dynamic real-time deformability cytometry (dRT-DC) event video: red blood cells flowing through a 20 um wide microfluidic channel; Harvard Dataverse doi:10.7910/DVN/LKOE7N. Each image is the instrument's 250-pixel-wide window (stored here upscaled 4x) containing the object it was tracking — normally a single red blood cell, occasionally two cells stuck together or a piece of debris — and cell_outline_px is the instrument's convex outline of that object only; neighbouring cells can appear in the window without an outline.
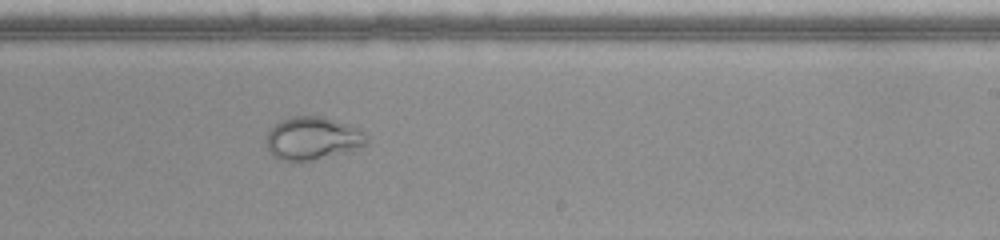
{"species": "common noctule bat (a hibernating species)", "species_latin": "Nyctalus noctula", "temperature_condition": "warm", "stored_images_in_passage": 36, "camera_frame_rate_fps": 3000, "um_per_image_px": 0.085, "animal": {"sex": "female", "body_mass_g": 22.0, "forearm_length_mm": 56.7}, "frame": {"image": 1, "passage_image": 15, "time_ms": 4.667, "image_size_px": [1000, 240], "cell_outline_px": [[368, 144], [352, 152], [300, 164], [296, 164], [280, 160], [268, 148], [268, 132], [280, 120], [292, 116], [324, 116], [352, 124], [368, 136]], "centroid_in_image_um": [26.66, 11.8], "position_along_channel_um": 262.3, "area_um2": 26.01}}
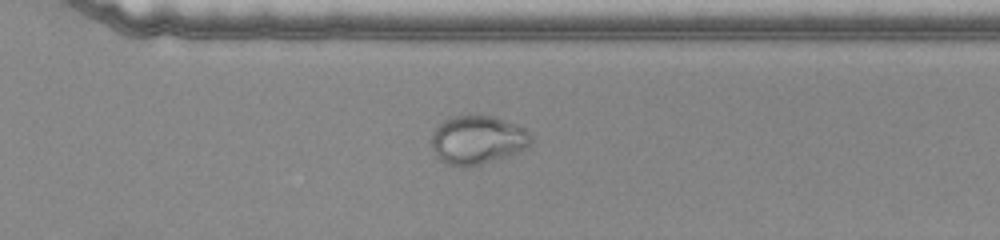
{"frame": {"image": 2, "passage_image": 20, "time_ms": 6.333, "image_size_px": [1000, 240], "cell_outline_px": [[532, 144], [528, 148], [512, 156], [472, 168], [464, 168], [444, 164], [440, 160], [432, 148], [432, 132], [444, 120], [452, 116], [492, 116], [516, 124], [524, 128], [532, 136]], "centroid_in_image_um": [40.63, 11.95], "position_along_channel_um": 330.0, "area_um2": 28.9}}
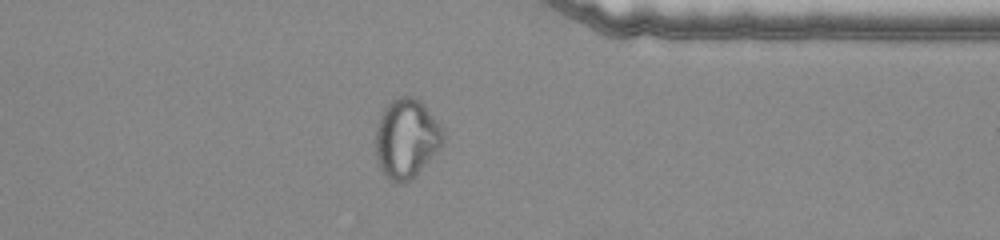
{"frame": {"image": 3, "passage_image": 24, "time_ms": 7.667, "image_size_px": [1000, 240], "cell_outline_px": [[444, 140], [420, 168], [408, 180], [400, 184], [396, 184], [380, 168], [376, 160], [376, 128], [380, 116], [384, 108], [392, 100], [400, 96], [412, 96], [420, 100], [440, 128], [444, 136]], "centroid_in_image_um": [34.48, 11.74], "position_along_channel_um": 376.9, "area_um2": 30.0}}